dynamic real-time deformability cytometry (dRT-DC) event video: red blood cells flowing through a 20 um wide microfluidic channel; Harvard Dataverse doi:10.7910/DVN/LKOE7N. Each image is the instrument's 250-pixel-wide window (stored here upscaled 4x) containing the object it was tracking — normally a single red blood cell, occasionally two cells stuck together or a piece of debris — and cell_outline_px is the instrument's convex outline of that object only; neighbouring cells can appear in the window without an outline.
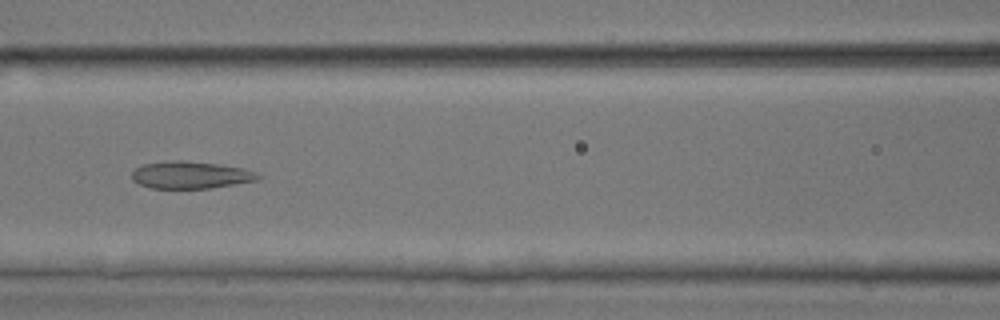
{"species": "common noctule bat (a hibernating species)", "species_latin": "Nyctalus noctula", "temperature_condition": "room temperature", "stored_images_in_passage": 7, "camera_frame_rate_fps": 3000, "um_per_image_px": 0.085, "animal": {"sex": "male", "body_mass_g": 17.9, "forearm_length_mm": 54.2}, "frame": {"image": 1, "passage_image": 7, "time_ms": 2.0, "image_size_px": [1000, 320], "cell_outline_px": [[260, 180], [208, 188], [152, 188], [140, 184], [132, 180], [132, 172], [136, 168], [144, 164], [172, 160], [180, 160], [220, 164], [244, 168], [256, 172], [260, 176]], "centroid_in_image_um": [16.22, 14.87], "position_along_channel_um": 150.4, "area_um2": 19.94}}